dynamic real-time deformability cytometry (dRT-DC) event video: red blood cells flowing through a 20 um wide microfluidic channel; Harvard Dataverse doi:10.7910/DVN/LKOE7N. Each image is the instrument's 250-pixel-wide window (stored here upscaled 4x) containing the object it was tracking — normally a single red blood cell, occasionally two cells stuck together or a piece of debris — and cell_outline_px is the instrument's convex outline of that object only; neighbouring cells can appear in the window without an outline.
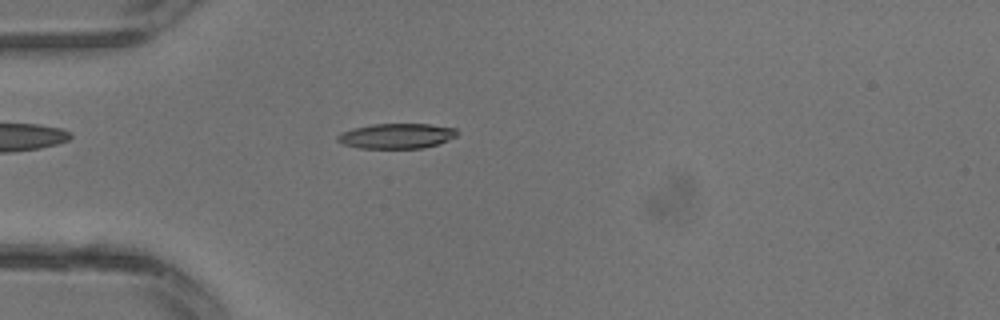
{"species": "common noctule bat (a hibernating species)", "species_latin": "Nyctalus noctula", "temperature_condition": "warm", "stored_images_in_passage": 31, "camera_frame_rate_fps": 3000, "um_per_image_px": 0.085, "animal": {"sex": "male", "body_mass_g": 13.3}, "frame": {"image": 1, "passage_image": 9, "time_ms": 2.667, "image_size_px": [1000, 320], "cell_outline_px": [[460, 132], [456, 136], [448, 140], [424, 148], [356, 148], [344, 144], [336, 140], [336, 136], [340, 132], [352, 128], [372, 124], [428, 124], [456, 128]], "centroid_in_image_um": [33.69, 11.55], "position_along_channel_um": 51.3, "area_um2": 17.63}}
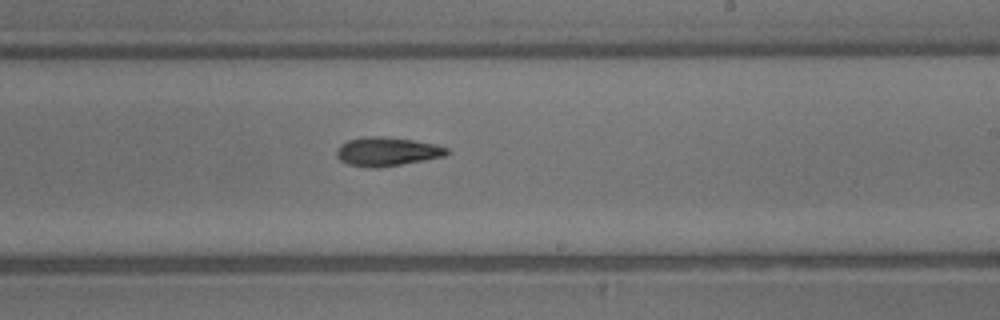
{"frame": {"image": 2, "passage_image": 19, "time_ms": 6.0, "image_size_px": [1000, 320], "cell_outline_px": [[448, 152], [444, 156], [424, 160], [376, 168], [368, 168], [348, 164], [340, 160], [336, 156], [336, 152], [340, 144], [348, 140], [364, 136], [380, 136], [412, 140], [436, 144], [448, 148]], "centroid_in_image_um": [32.86, 12.88], "position_along_channel_um": 256.1, "area_um2": 18.44}}
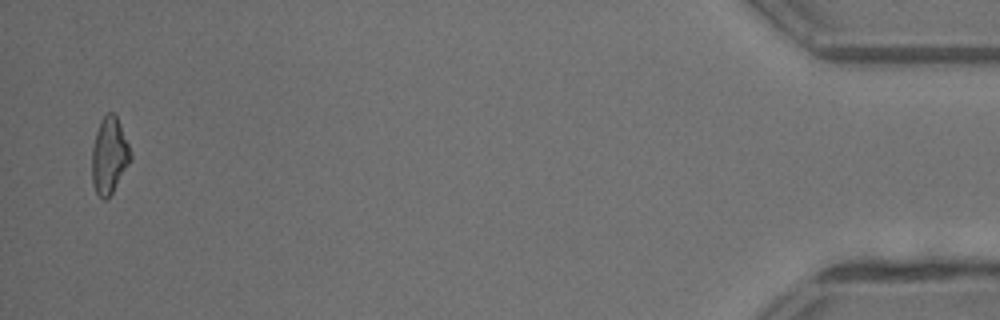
{"frame": {"image": 3, "passage_image": 31, "time_ms": 10.0, "image_size_px": [1000, 320], "cell_outline_px": [[132, 160], [108, 200], [104, 200], [96, 192], [92, 184], [92, 148], [96, 132], [100, 120], [108, 112], [112, 112], [116, 116], [120, 124], [128, 144], [132, 156]], "centroid_in_image_um": [9.29, 13.26], "position_along_channel_um": 425.9, "area_um2": 17.28}}